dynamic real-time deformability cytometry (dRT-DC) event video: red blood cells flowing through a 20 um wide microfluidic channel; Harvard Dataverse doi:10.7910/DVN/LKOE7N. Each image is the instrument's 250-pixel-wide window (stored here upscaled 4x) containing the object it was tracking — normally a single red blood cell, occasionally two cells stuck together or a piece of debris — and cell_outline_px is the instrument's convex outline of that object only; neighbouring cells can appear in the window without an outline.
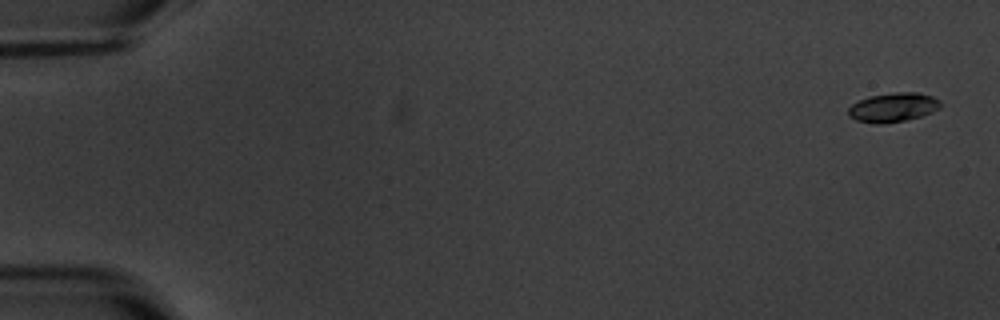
{"species": "common noctule bat (a hibernating species)", "species_latin": "Nyctalus noctula", "temperature_condition": "warm", "stored_images_in_passage": 7, "camera_frame_rate_fps": 3000, "um_per_image_px": 0.085, "animal": {"sex": "male", "body_mass_g": 20.1, "forearm_length_mm": 53.5}, "frame": {"image": 1, "passage_image": 1, "time_ms": 0.0, "image_size_px": [1000, 320], "cell_outline_px": [[940, 108], [932, 112], [920, 116], [904, 120], [880, 124], [872, 124], [856, 120], [848, 116], [848, 108], [852, 104], [868, 96], [896, 92], [916, 92], [932, 96], [940, 100]], "centroid_in_image_um": [75.89, 9.12], "position_along_channel_um": 9.1, "area_um2": 15.66}}
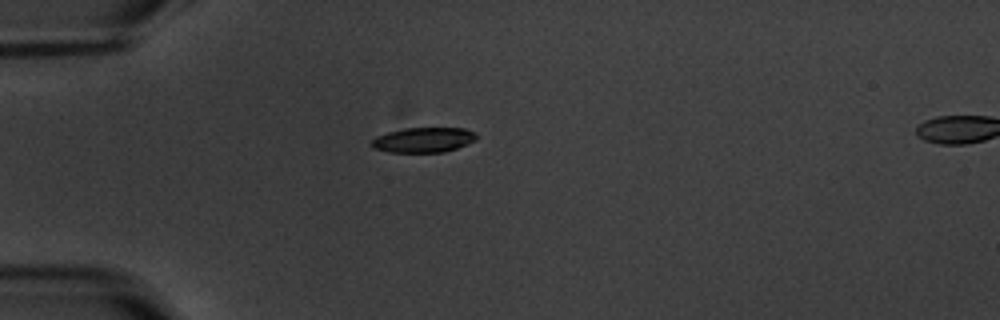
{"frame": {"image": 2, "passage_image": 5, "time_ms": 5.0, "image_size_px": [1000, 320], "cell_outline_px": [[476, 140], [468, 144], [444, 152], [388, 152], [372, 148], [368, 144], [376, 136], [388, 132], [404, 128], [464, 128], [476, 132]], "centroid_in_image_um": [35.97, 11.89], "position_along_channel_um": 49.0, "area_um2": 15.43}}